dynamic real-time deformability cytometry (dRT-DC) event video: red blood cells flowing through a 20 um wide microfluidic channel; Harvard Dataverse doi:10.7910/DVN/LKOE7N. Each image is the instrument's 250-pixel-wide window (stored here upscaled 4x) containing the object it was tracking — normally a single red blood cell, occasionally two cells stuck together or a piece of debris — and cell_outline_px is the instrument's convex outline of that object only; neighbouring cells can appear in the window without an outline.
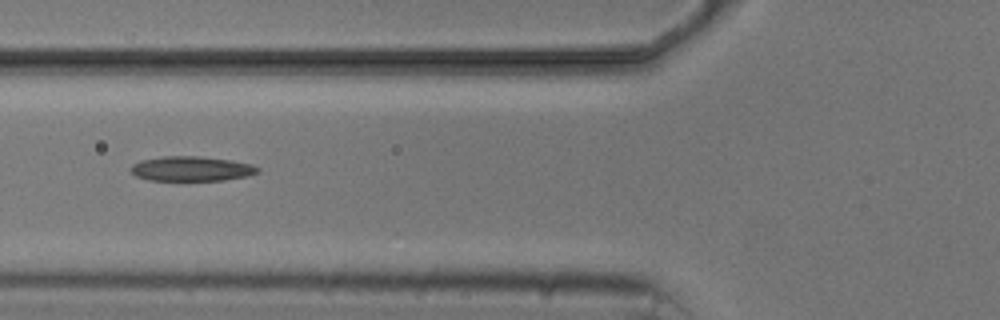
{"species": "common noctule bat (a hibernating species)", "species_latin": "Nyctalus noctula", "temperature_condition": "cold", "stored_images_in_passage": 6, "camera_frame_rate_fps": 3000, "um_per_image_px": 0.085, "animal": {"sex": "male", "body_mass_g": 20.5, "forearm_length_mm": 52.5}, "frame": {"image": 1, "passage_image": 6, "time_ms": 6.0, "image_size_px": [1000, 320], "cell_outline_px": [[260, 172], [248, 176], [224, 180], [148, 180], [136, 176], [132, 172], [132, 164], [140, 160], [160, 156], [200, 156], [232, 160], [252, 164], [260, 168]], "centroid_in_image_um": [16.3, 14.33], "position_along_channel_um": 109.5, "area_um2": 18.44}}